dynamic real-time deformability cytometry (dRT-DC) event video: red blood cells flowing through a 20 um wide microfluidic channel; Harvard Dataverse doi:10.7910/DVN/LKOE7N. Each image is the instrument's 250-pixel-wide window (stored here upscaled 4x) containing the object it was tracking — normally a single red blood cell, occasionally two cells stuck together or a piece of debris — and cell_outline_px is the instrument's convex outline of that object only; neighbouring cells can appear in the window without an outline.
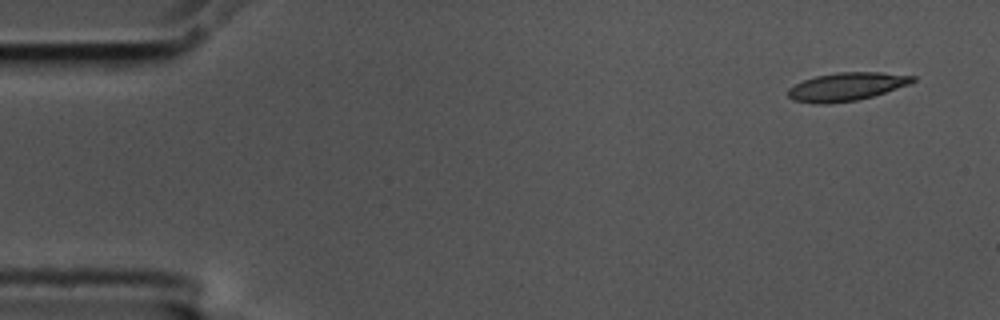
{"species": "common noctule bat (a hibernating species)", "species_latin": "Nyctalus noctula", "temperature_condition": "cold", "stored_images_in_passage": 12, "camera_frame_rate_fps": 3000, "um_per_image_px": 0.085, "animal": {"sex": "male", "body_mass_g": 17.5, "forearm_length_mm": 52.3}, "frame": {"image": 1, "passage_image": 1, "time_ms": 0.0, "image_size_px": [1000, 320], "cell_outline_px": [[916, 80], [908, 84], [872, 96], [856, 100], [828, 104], [816, 104], [792, 100], [788, 96], [788, 88], [804, 80], [816, 76], [840, 72], [880, 72], [916, 76]], "centroid_in_image_um": [71.92, 7.37], "position_along_channel_um": 13.1, "area_um2": 20.29}}
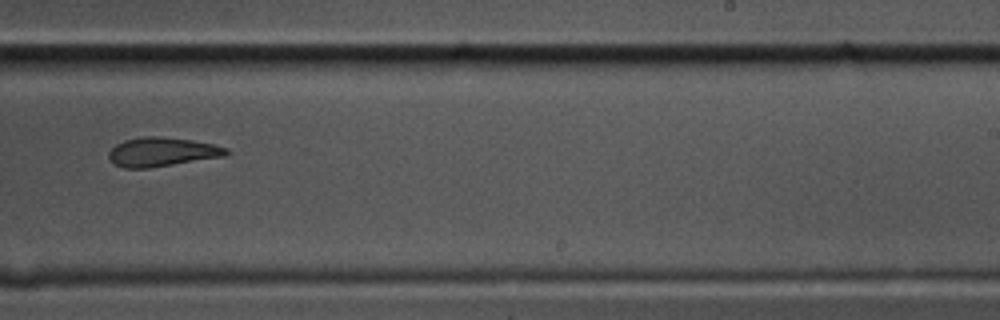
{"frame": {"image": 2, "passage_image": 9, "time_ms": 2.667, "image_size_px": [1000, 320], "cell_outline_px": [[232, 152], [224, 156], [148, 168], [124, 168], [112, 164], [108, 156], [108, 152], [116, 144], [124, 140], [144, 136], [160, 136], [192, 140], [216, 144], [228, 148]], "centroid_in_image_um": [13.77, 12.91], "position_along_channel_um": 275.2, "area_um2": 20.06}}
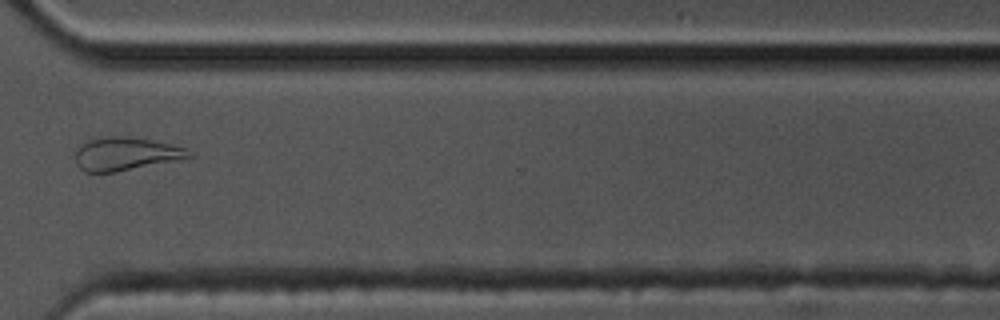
{"frame": {"image": 3, "passage_image": 11, "time_ms": 3.333, "image_size_px": [1000, 320], "cell_outline_px": [[192, 156], [180, 160], [116, 172], [84, 172], [76, 164], [76, 152], [88, 140], [108, 136], [128, 136], [152, 140], [172, 144], [184, 148], [192, 152]], "centroid_in_image_um": [10.72, 13.08], "position_along_channel_um": 359.9, "area_um2": 21.91}}